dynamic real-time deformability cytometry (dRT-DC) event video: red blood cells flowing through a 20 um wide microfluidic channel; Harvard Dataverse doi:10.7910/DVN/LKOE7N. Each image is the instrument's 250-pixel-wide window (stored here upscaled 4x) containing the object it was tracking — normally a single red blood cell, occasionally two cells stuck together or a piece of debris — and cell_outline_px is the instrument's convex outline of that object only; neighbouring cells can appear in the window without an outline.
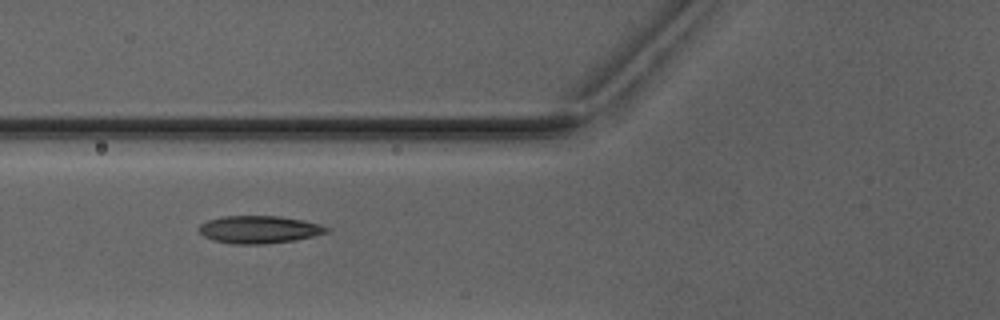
{"species": "Egyptian fruit bat (a non-hibernating species)", "species_latin": "Rousettus aegyptiacus", "temperature_condition": "warm", "stored_images_in_passage": 8, "camera_frame_rate_fps": 3000, "um_per_image_px": 0.085, "animal": {"sex": "male"}, "frame": {"image": 1, "passage_image": 6, "time_ms": 6.333, "image_size_px": [1000, 320], "cell_outline_px": [[328, 232], [296, 240], [260, 244], [232, 244], [212, 240], [204, 236], [200, 232], [200, 224], [208, 220], [220, 216], [280, 216], [304, 220], [320, 224], [328, 228]], "centroid_in_image_um": [22.01, 19.5], "position_along_channel_um": 103.8, "area_um2": 20.46}}
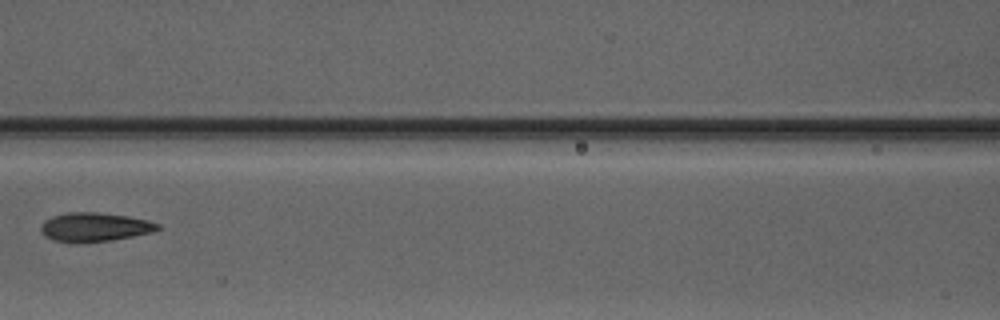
{"frame": {"image": 2, "passage_image": 7, "time_ms": 7.667, "image_size_px": [1000, 320], "cell_outline_px": [[160, 228], [152, 232], [112, 240], [52, 240], [44, 236], [40, 232], [40, 224], [44, 220], [52, 216], [68, 212], [96, 212], [128, 216], [148, 220], [160, 224]], "centroid_in_image_um": [8.03, 19.26], "position_along_channel_um": 158.6, "area_um2": 19.19}}
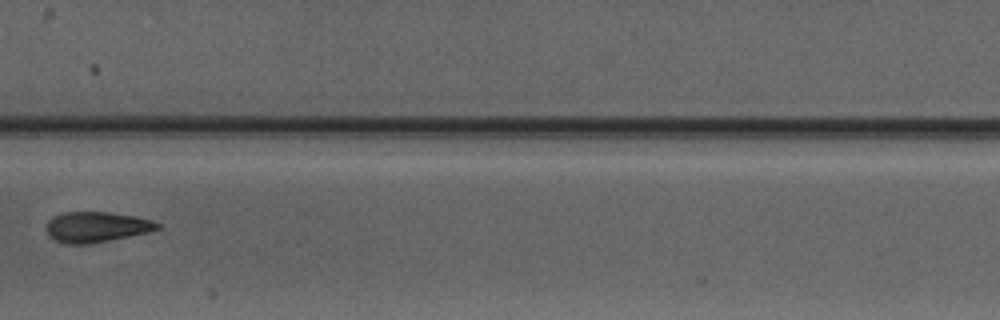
{"frame": {"image": 3, "passage_image": 8, "time_ms": 8.667, "image_size_px": [1000, 320], "cell_outline_px": [[160, 228], [148, 232], [88, 244], [64, 244], [48, 236], [44, 228], [48, 220], [52, 216], [64, 212], [112, 212], [136, 216], [152, 220], [160, 224]], "centroid_in_image_um": [8.15, 19.28], "position_along_channel_um": 199.3, "area_um2": 19.88}}